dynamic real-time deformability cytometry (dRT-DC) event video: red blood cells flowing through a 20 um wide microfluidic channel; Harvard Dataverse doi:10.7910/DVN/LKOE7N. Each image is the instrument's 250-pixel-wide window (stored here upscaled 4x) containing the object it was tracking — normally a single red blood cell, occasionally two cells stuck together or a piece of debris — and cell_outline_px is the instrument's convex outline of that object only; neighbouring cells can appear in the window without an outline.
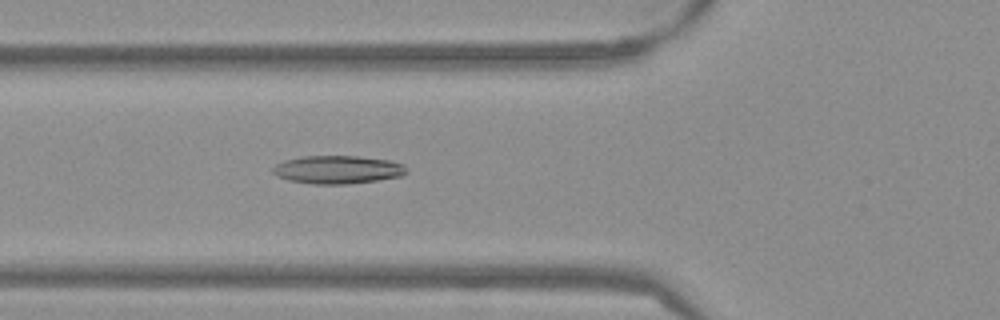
{"species": "Egyptian fruit bat (a non-hibernating species)", "species_latin": "Rousettus aegyptiacus", "temperature_condition": "warm", "stored_images_in_passage": 53, "camera_frame_rate_fps": 3000, "um_per_image_px": 0.085, "frame": {"image": 1, "passage_image": 20, "time_ms": 6.333, "image_size_px": [1000, 320], "cell_outline_px": [[408, 172], [400, 176], [376, 180], [348, 184], [312, 184], [288, 180], [276, 176], [272, 172], [272, 168], [276, 164], [284, 160], [304, 156], [356, 156], [388, 160], [404, 164]], "centroid_in_image_um": [28.67, 14.42], "position_along_channel_um": 97.1, "area_um2": 21.91}}
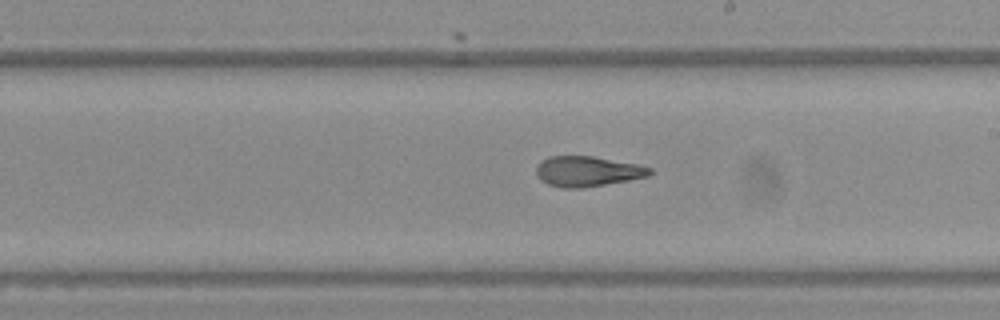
{"frame": {"image": 2, "passage_image": 31, "time_ms": 10.0, "image_size_px": [1000, 320], "cell_outline_px": [[652, 172], [648, 176], [628, 180], [584, 188], [564, 188], [548, 184], [540, 180], [536, 176], [536, 168], [540, 160], [548, 156], [592, 156], [636, 164], [652, 168]], "centroid_in_image_um": [49.88, 14.56], "position_along_channel_um": 239.1, "area_um2": 20.06}}
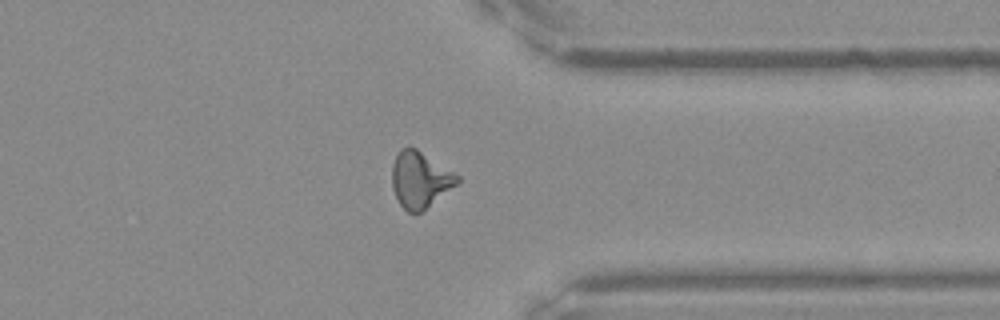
{"frame": {"image": 3, "passage_image": 42, "time_ms": 13.667, "image_size_px": [1000, 320], "cell_outline_px": [[460, 180], [456, 184], [420, 212], [408, 212], [400, 204], [392, 188], [392, 164], [400, 148], [416, 148], [456, 172], [460, 176]], "centroid_in_image_um": [35.7, 15.24], "position_along_channel_um": 375.7, "area_um2": 21.1}, "authors_computed_cell_mechanics": {"area_um2": 21.097, "velocity_mm_per_s": 3.8562, "shape_relaxation_time_tau1_ms": null, "shape_relaxation_time_tau2_ms": 2.391, "deformation_change_tau1": null, "deformation_change_tau2": 0.1085}}